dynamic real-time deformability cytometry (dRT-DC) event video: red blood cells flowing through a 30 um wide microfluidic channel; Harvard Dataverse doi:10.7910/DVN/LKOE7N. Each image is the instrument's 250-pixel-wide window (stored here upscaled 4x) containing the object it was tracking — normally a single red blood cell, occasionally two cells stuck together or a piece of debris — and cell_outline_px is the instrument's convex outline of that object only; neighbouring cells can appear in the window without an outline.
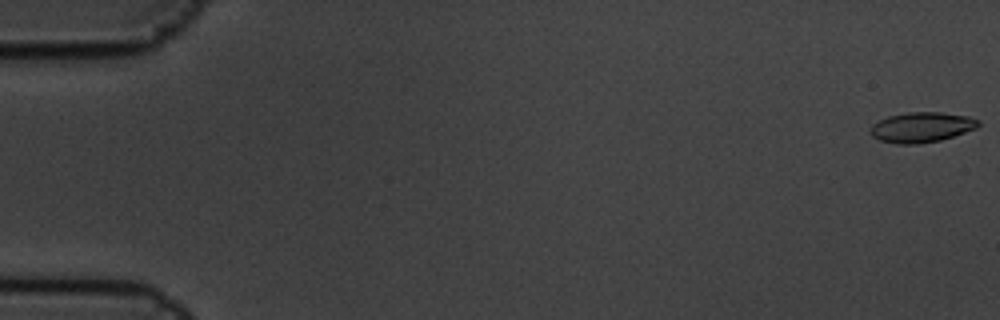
{"species": "common noctule bat (a hibernating species)", "species_latin": "Nyctalus noctula", "temperature_condition": "cold", "stored_images_in_passage": 7, "camera_frame_rate_fps": 3000, "um_per_image_px": 0.085, "animal": {"sex": "male", "body_mass_g": 19.5, "forearm_length_mm": 54.6}, "frame": {"image": 1, "passage_image": 1, "time_ms": 0.0, "image_size_px": [1000, 320], "cell_outline_px": [[980, 124], [976, 128], [940, 140], [920, 144], [896, 144], [880, 140], [872, 136], [872, 124], [888, 116], [908, 112], [940, 112], [968, 116], [980, 120]], "centroid_in_image_um": [78.35, 10.81], "position_along_channel_um": 6.7, "area_um2": 18.84}}
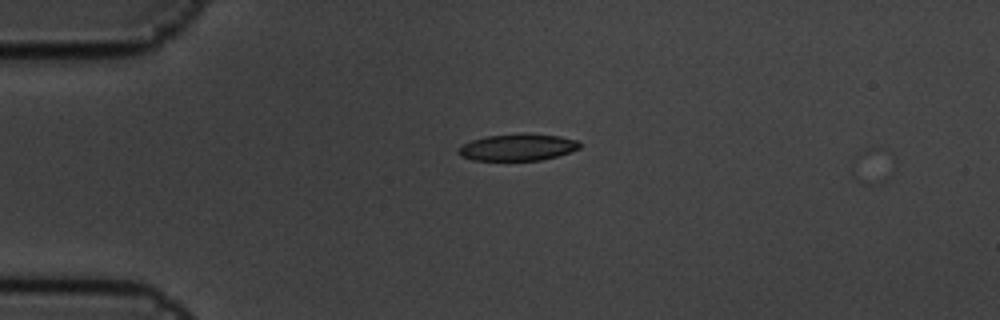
{"frame": {"image": 2, "passage_image": 5, "time_ms": 1.333, "image_size_px": [1000, 320], "cell_outline_px": [[580, 148], [556, 156], [540, 160], [472, 160], [460, 156], [456, 152], [456, 148], [472, 140], [488, 136], [560, 136], [576, 140], [580, 144]], "centroid_in_image_um": [43.93, 12.57], "position_along_channel_um": 41.1, "area_um2": 17.98}}